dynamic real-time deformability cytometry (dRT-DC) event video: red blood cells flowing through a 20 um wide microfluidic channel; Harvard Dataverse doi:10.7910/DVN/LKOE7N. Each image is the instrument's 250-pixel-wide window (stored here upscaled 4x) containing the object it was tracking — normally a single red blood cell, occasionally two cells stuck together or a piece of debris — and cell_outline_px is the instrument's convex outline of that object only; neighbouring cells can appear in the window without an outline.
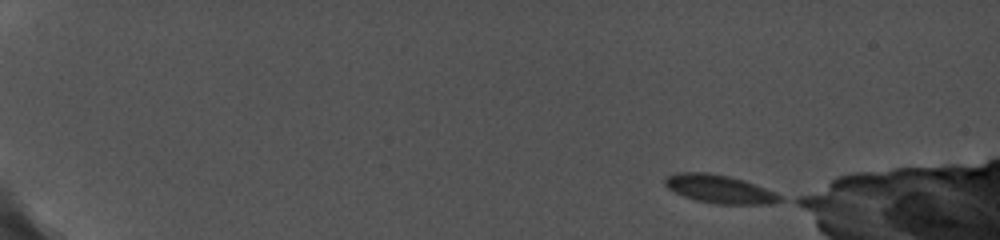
{"species": "common noctule bat (a hibernating species)", "species_latin": "Nyctalus noctula", "temperature_condition": "cold", "stored_images_in_passage": 54, "camera_frame_rate_fps": 5000, "um_per_image_px": 0.085, "animal": {"sex": "female", "body_mass_g": 19.0, "forearm_length_mm": 56.7}, "frame": {"image": 1, "passage_image": 1, "time_ms": 0.0, "image_size_px": [1000, 240], "cell_outline_px": [[784, 200], [768, 204], [720, 204], [696, 200], [684, 196], [668, 188], [664, 184], [664, 180], [668, 176], [676, 172], [708, 172], [728, 176], [744, 180], [764, 188], [780, 196]], "centroid_in_image_um": [61.12, 16.06], "position_along_channel_um": 23.9, "area_um2": 18.67}}
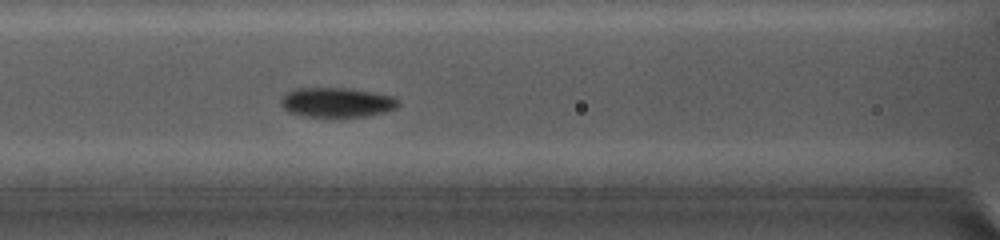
{"frame": {"image": 2, "passage_image": 28, "time_ms": 6.8, "image_size_px": [1000, 240], "cell_outline_px": [[396, 108], [384, 112], [364, 116], [340, 120], [304, 116], [288, 112], [280, 104], [280, 96], [292, 88], [352, 88], [376, 92], [392, 96], [396, 100]], "centroid_in_image_um": [28.55, 8.73], "position_along_channel_um": 138.1, "area_um2": 21.15}}
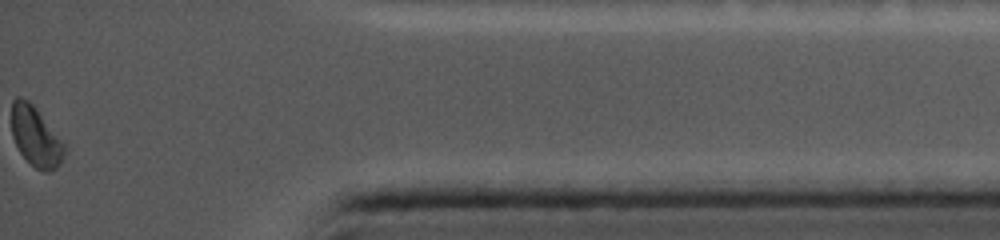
{"frame": {"image": 3, "passage_image": 54, "time_ms": 15.2, "image_size_px": [1000, 240], "cell_outline_px": [[64, 152], [60, 164], [52, 172], [44, 172], [36, 168], [20, 152], [12, 136], [12, 100], [16, 96], [20, 96], [28, 100], [32, 104], [64, 144]], "centroid_in_image_um": [3.01, 11.61], "position_along_channel_um": 432.2, "area_um2": 17.98}}